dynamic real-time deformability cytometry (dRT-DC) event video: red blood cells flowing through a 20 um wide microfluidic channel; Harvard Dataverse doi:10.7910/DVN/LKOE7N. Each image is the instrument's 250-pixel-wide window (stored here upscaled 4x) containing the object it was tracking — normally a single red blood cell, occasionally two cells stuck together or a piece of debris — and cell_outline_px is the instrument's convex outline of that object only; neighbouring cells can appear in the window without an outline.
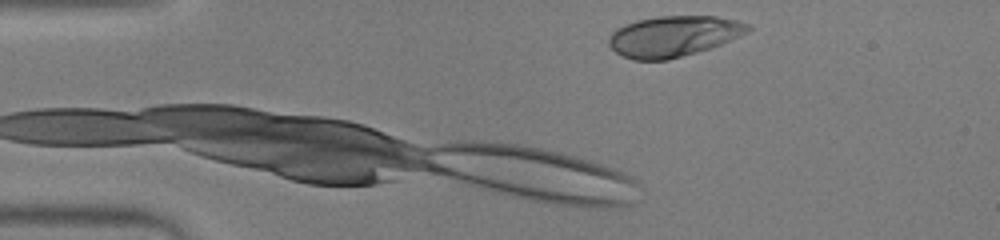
{"species": "human", "species_latin": "Homo sapiens", "temperature_condition": "warm", "stored_images_in_passage": 3, "camera_frame_rate_fps": 3000, "um_per_image_px": 0.085, "donor": {"sex": "male"}, "frame": {"image": 1, "passage_image": 3, "time_ms": 0.667, "image_size_px": [1000, 240], "cell_outline_px": [[752, 28], [748, 32], [740, 36], [712, 48], [668, 60], [636, 60], [624, 56], [616, 52], [608, 44], [608, 36], [616, 28], [624, 24], [636, 20], [656, 16], [716, 16], [736, 20], [748, 24]], "centroid_in_image_um": [57.24, 3.07], "position_along_channel_um": 27.8, "area_um2": 33.23}}